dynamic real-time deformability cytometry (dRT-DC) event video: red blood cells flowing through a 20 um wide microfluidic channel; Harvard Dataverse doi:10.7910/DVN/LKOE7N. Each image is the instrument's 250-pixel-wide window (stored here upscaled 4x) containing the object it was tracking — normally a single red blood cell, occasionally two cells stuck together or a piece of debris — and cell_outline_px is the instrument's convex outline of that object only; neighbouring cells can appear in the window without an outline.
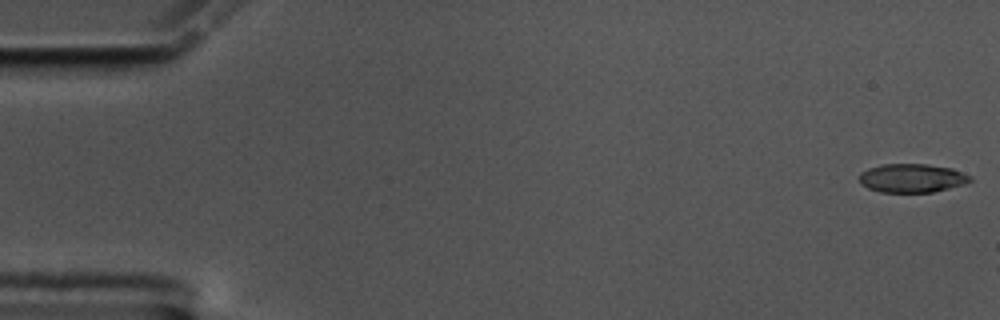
{"species": "common noctule bat (a hibernating species)", "species_latin": "Nyctalus noctula", "temperature_condition": "cold", "stored_images_in_passage": 3, "camera_frame_rate_fps": 3000, "um_per_image_px": 0.085, "animal": {"sex": "male", "body_mass_g": 17.5, "forearm_length_mm": 52.3}, "frame": {"image": 1, "passage_image": 1, "time_ms": 0.0, "image_size_px": [1000, 320], "cell_outline_px": [[972, 180], [964, 184], [932, 192], [880, 192], [868, 188], [860, 184], [860, 172], [868, 168], [884, 164], [928, 164], [952, 168], [972, 176]], "centroid_in_image_um": [77.51, 15.13], "position_along_channel_um": 7.5, "area_um2": 18.55}}